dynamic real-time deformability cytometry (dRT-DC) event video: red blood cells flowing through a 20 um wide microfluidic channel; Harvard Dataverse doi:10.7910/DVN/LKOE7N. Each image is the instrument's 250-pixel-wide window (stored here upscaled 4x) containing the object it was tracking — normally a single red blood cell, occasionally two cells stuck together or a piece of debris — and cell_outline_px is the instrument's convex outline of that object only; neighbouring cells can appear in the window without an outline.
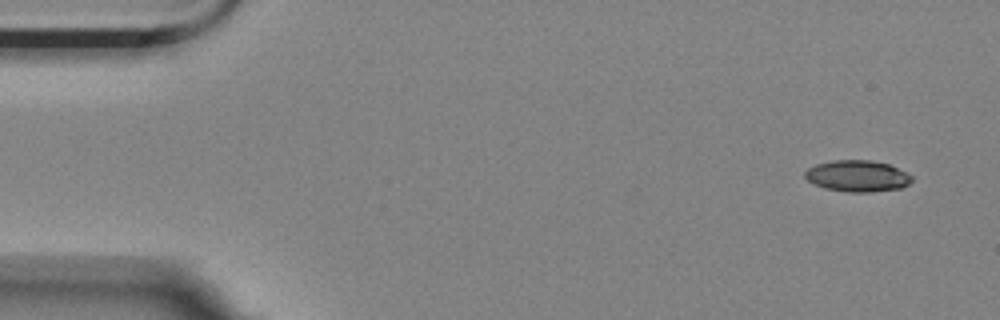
{"species": "Egyptian fruit bat (a non-hibernating species)", "species_latin": "Rousettus aegyptiacus", "temperature_condition": "room temperature", "stored_images_in_passage": 7, "camera_frame_rate_fps": 3000, "um_per_image_px": 0.085, "animal": {"sex": "female"}, "frame": {"image": 1, "passage_image": 1, "time_ms": 0.0, "image_size_px": [1000, 320], "cell_outline_px": [[912, 180], [904, 188], [872, 192], [848, 192], [824, 188], [812, 184], [804, 176], [804, 172], [808, 168], [816, 164], [836, 160], [872, 160], [888, 164], [912, 176]], "centroid_in_image_um": [72.86, 14.97], "position_along_channel_um": 12.1, "area_um2": 19.59}}
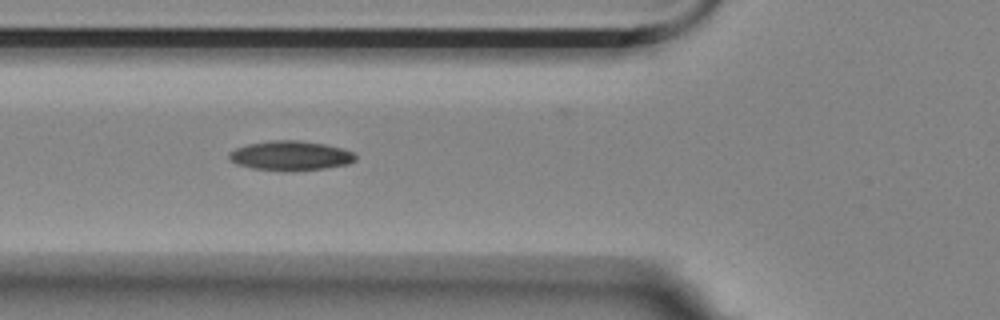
{"frame": {"image": 2, "passage_image": 6, "time_ms": 1.667, "image_size_px": [1000, 320], "cell_outline_px": [[356, 160], [348, 164], [324, 168], [288, 172], [284, 172], [252, 168], [236, 164], [228, 156], [228, 152], [236, 148], [248, 144], [272, 140], [300, 140], [324, 144], [344, 148], [352, 152], [356, 156]], "centroid_in_image_um": [24.69, 13.24], "position_along_channel_um": 101.1, "area_um2": 21.96}}
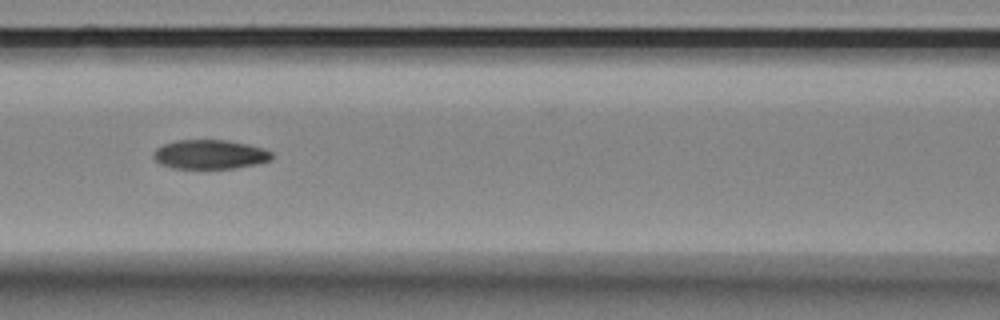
{"frame": {"image": 3, "passage_image": 7, "time_ms": 2.0, "image_size_px": [1000, 320], "cell_outline_px": [[272, 160], [256, 164], [232, 168], [172, 168], [160, 164], [152, 156], [152, 152], [156, 148], [164, 144], [176, 140], [224, 140], [248, 144], [264, 148], [272, 152]], "centroid_in_image_um": [17.83, 13.12], "position_along_channel_um": 148.8, "area_um2": 20.17}}